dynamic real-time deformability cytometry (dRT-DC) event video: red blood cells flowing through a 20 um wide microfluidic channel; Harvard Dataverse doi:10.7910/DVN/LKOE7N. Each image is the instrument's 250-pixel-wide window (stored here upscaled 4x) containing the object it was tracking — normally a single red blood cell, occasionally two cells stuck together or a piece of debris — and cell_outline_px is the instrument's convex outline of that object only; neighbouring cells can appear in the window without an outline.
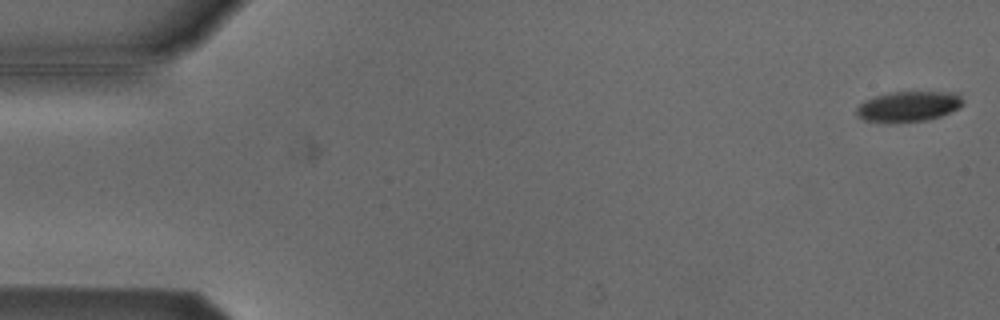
{"species": "Egyptian fruit bat (a non-hibernating species)", "species_latin": "Rousettus aegyptiacus", "temperature_condition": "cold", "stored_images_in_passage": 54, "camera_frame_rate_fps": 3000, "um_per_image_px": 0.085, "animal": {"sex": "male"}, "frame": {"image": 1, "passage_image": 1, "time_ms": 0.0, "image_size_px": [1000, 320], "cell_outline_px": [[964, 104], [960, 108], [940, 116], [928, 120], [864, 120], [856, 116], [856, 108], [864, 100], [876, 96], [892, 92], [960, 92], [964, 100]], "centroid_in_image_um": [77.3, 9.0], "position_along_channel_um": 7.7, "area_um2": 18.44}}
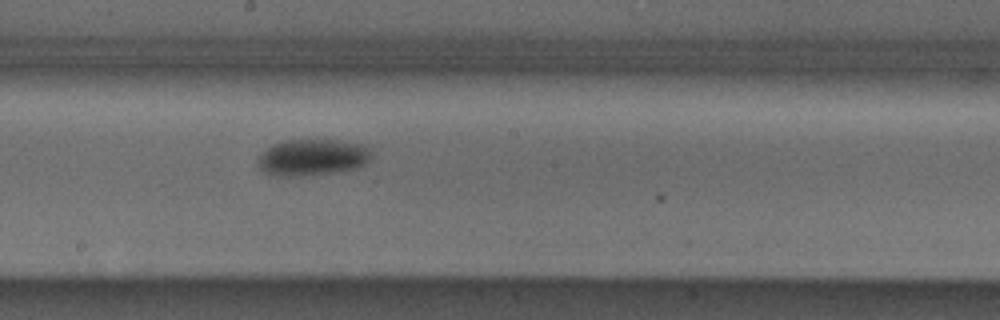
{"frame": {"image": 2, "passage_image": 29, "time_ms": 9.333, "image_size_px": [1000, 320], "cell_outline_px": [[372, 160], [356, 168], [332, 172], [304, 176], [276, 176], [264, 172], [260, 168], [256, 160], [272, 144], [284, 140], [336, 140], [368, 144], [372, 152]], "centroid_in_image_um": [26.6, 13.36], "position_along_channel_um": 221.6, "area_um2": 24.39}}
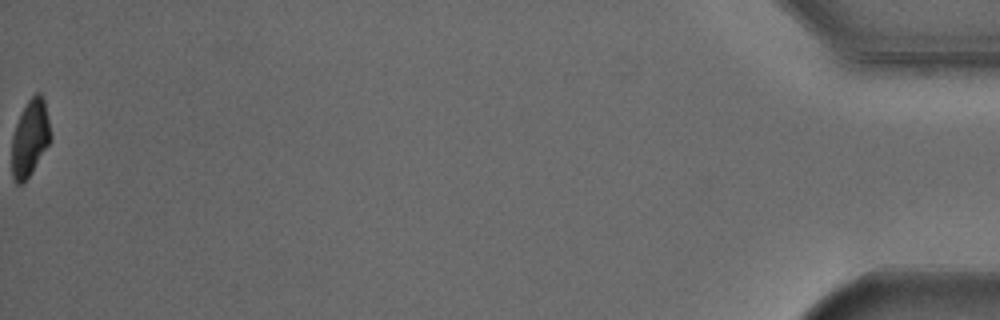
{"frame": {"image": 3, "passage_image": 54, "time_ms": 17.667, "image_size_px": [1000, 320], "cell_outline_px": [[52, 140], [32, 172], [24, 184], [16, 184], [12, 176], [12, 136], [16, 124], [28, 100], [36, 92], [40, 92], [44, 100], [52, 136]], "centroid_in_image_um": [2.56, 11.77], "position_along_channel_um": 432.6, "area_um2": 17.4}, "authors_computed_cell_mechanics": {"area_um2": 21.7039, "velocity_mm_per_s": 3.8216, "shape_relaxation_time_tau1_ms": 2.9258, "shape_relaxation_time_tau2_ms": null, "deformation_change_tau1": 0.0865, "deformation_change_tau2": null}}